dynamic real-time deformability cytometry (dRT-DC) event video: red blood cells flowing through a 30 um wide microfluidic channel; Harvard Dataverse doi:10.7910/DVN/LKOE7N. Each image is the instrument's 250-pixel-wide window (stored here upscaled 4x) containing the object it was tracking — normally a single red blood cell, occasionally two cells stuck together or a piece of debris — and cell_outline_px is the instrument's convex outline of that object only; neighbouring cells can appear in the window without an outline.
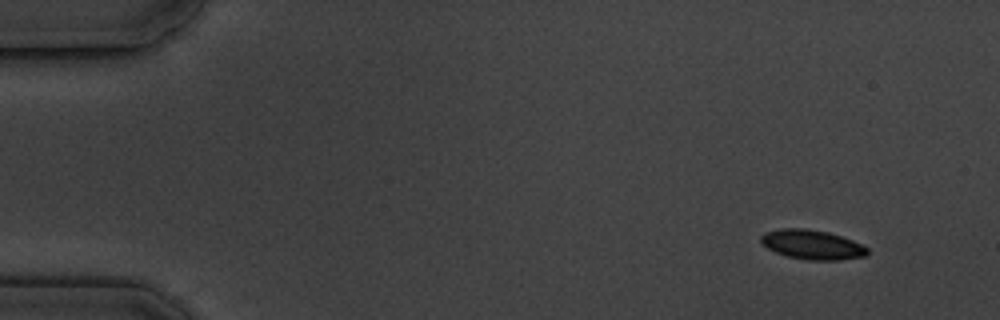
{"species": "common noctule bat (a hibernating species)", "species_latin": "Nyctalus noctula", "temperature_condition": "cold", "stored_images_in_passage": 8, "camera_frame_rate_fps": 3000, "um_per_image_px": 0.085, "animal": {"sex": "male", "body_mass_g": 19.5, "forearm_length_mm": 54.6}, "frame": {"image": 1, "passage_image": 1, "time_ms": 0.0, "image_size_px": [1000, 320], "cell_outline_px": [[868, 252], [864, 256], [836, 260], [808, 260], [788, 256], [776, 252], [768, 248], [760, 240], [760, 236], [764, 232], [780, 228], [804, 228], [828, 232], [852, 240], [868, 248]], "centroid_in_image_um": [69.0, 20.78], "position_along_channel_um": 16.0, "area_um2": 18.09}}
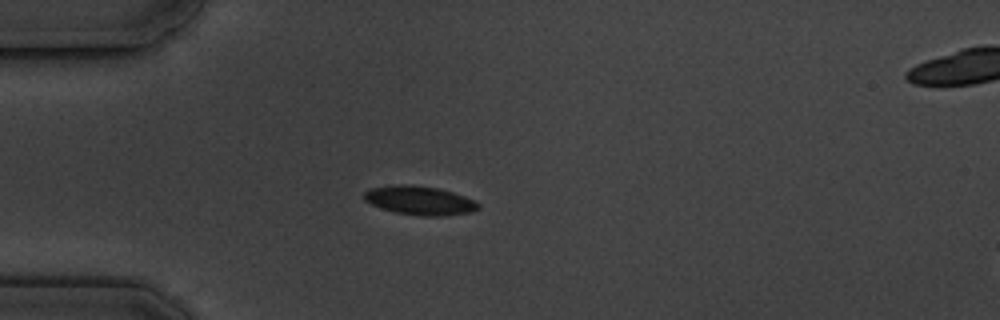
{"frame": {"image": 2, "passage_image": 4, "time_ms": 3.667, "image_size_px": [1000, 320], "cell_outline_px": [[480, 208], [472, 212], [444, 216], [420, 216], [396, 212], [380, 208], [364, 200], [364, 192], [372, 188], [392, 184], [408, 184], [440, 188], [476, 200], [480, 204]], "centroid_in_image_um": [35.7, 17.04], "position_along_channel_um": 49.3, "area_um2": 19.42}}